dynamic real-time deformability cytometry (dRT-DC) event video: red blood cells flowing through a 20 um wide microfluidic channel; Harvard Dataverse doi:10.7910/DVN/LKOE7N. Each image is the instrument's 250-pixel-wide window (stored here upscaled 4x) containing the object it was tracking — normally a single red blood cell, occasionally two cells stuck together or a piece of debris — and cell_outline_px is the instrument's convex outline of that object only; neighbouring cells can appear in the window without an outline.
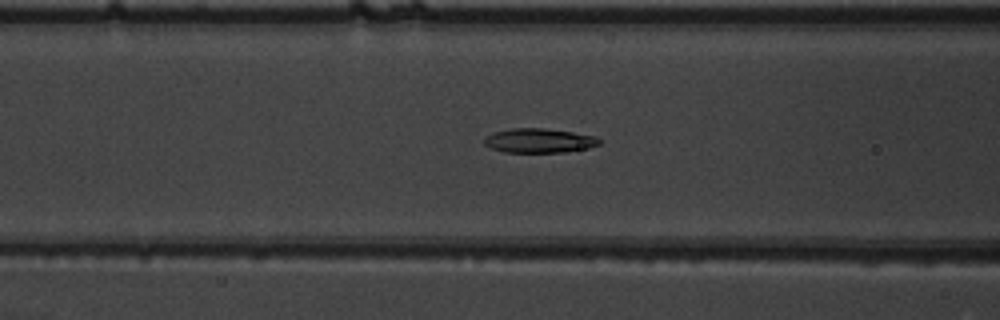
{"species": "common noctule bat (a hibernating species)", "species_latin": "Nyctalus noctula", "temperature_condition": "warm", "stored_images_in_passage": 53, "camera_frame_rate_fps": 3000, "um_per_image_px": 0.085, "animal": {"sex": "male", "body_mass_g": 19.5, "forearm_length_mm": 54.6}, "frame": {"image": 1, "passage_image": 22, "time_ms": 7.0, "image_size_px": [1000, 320], "cell_outline_px": [[600, 144], [588, 148], [564, 152], [504, 152], [492, 148], [484, 144], [484, 140], [488, 136], [496, 132], [512, 128], [540, 128], [572, 132], [596, 136], [600, 140]], "centroid_in_image_um": [45.85, 11.96], "position_along_channel_um": 120.7, "area_um2": 16.07}}
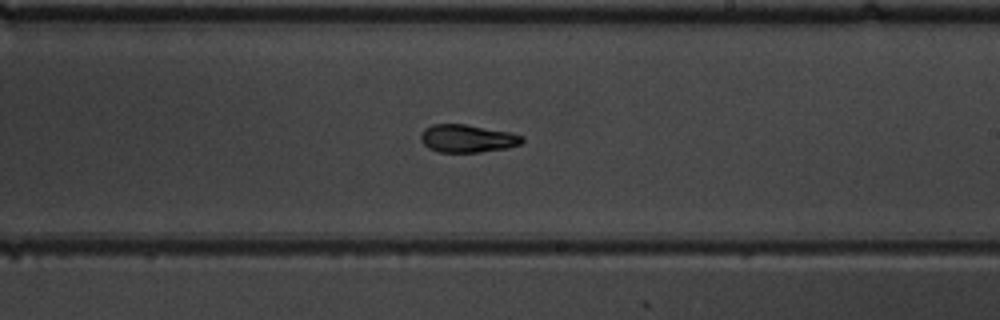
{"frame": {"image": 2, "passage_image": 32, "time_ms": 10.333, "image_size_px": [1000, 320], "cell_outline_px": [[524, 140], [520, 144], [508, 148], [480, 152], [440, 152], [428, 148], [420, 140], [420, 132], [424, 128], [432, 124], [464, 124], [512, 132], [524, 136]], "centroid_in_image_um": [39.72, 11.76], "position_along_channel_um": 249.3, "area_um2": 16.65}}
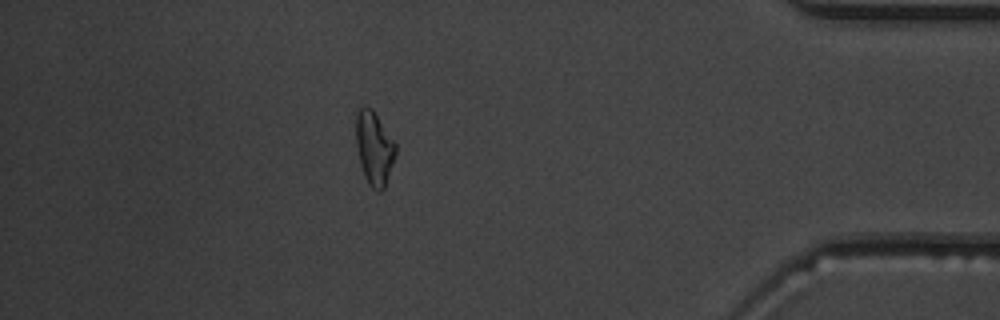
{"frame": {"image": 3, "passage_image": 47, "time_ms": 15.333, "image_size_px": [1000, 320], "cell_outline_px": [[396, 156], [384, 188], [380, 192], [376, 192], [368, 184], [364, 176], [360, 164], [356, 144], [356, 112], [364, 104], [372, 108], [396, 144]], "centroid_in_image_um": [31.8, 12.59], "position_along_channel_um": 403.4, "area_um2": 17.17}, "authors_computed_cell_mechanics": {"area_um2": 16.8776, "velocity_mm_per_s": 3.8624, "shape_relaxation_time_tau1_ms": 5.1516, "shape_relaxation_time_tau2_ms": 2.0771, "deformation_change_tau1": 0.2135, "deformation_change_tau2": 0.0969}}